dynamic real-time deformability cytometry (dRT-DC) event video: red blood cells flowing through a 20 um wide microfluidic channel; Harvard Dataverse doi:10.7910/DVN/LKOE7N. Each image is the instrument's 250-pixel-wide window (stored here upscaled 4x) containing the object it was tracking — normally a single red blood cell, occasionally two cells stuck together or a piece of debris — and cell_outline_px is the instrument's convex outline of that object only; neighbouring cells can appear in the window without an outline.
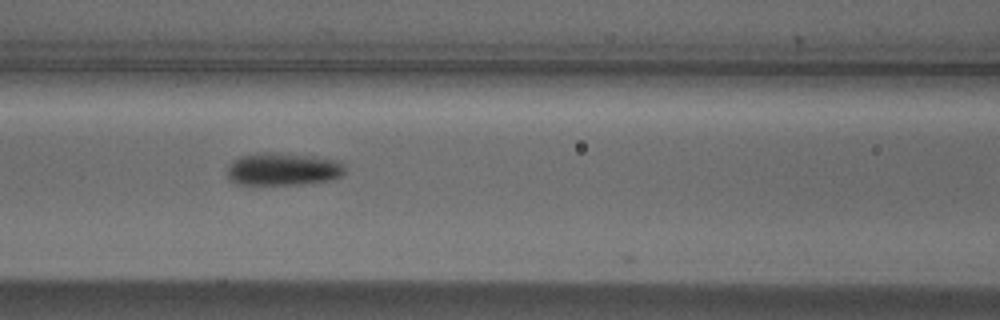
{"species": "Egyptian fruit bat (a non-hibernating species)", "species_latin": "Rousettus aegyptiacus", "temperature_condition": "cold", "stored_images_in_passage": 8, "camera_frame_rate_fps": 3000, "um_per_image_px": 0.085, "animal": {"sex": "male"}, "frame": {"image": 1, "passage_image": 5, "time_ms": 1.333, "image_size_px": [1000, 320], "cell_outline_px": [[344, 176], [328, 180], [300, 184], [236, 184], [228, 176], [228, 164], [232, 160], [240, 156], [264, 152], [268, 152], [308, 156], [340, 160], [344, 164]], "centroid_in_image_um": [24.06, 14.37], "position_along_channel_um": 142.5, "area_um2": 22.25}}